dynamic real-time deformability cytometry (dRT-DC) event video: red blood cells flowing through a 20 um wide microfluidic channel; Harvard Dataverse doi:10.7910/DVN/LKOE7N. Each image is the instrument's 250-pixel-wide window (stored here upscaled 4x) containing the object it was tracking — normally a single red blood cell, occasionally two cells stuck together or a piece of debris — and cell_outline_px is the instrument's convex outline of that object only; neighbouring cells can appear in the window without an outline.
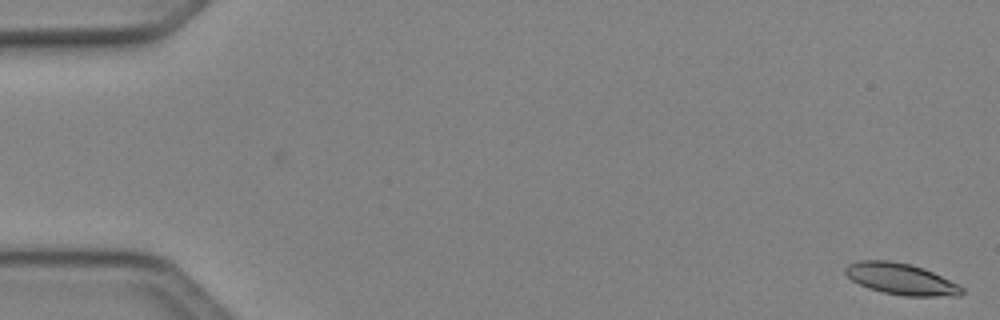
{"species": "Egyptian fruit bat (a non-hibernating species)", "species_latin": "Rousettus aegyptiacus", "temperature_condition": "cold", "stored_images_in_passage": 3, "camera_frame_rate_fps": 3000, "um_per_image_px": 0.085, "animal": {"sex": "female"}, "frame": {"image": 1, "passage_image": 3, "time_ms": 0.667, "image_size_px": [1000, 320], "cell_outline_px": [[964, 292], [960, 296], [904, 296], [884, 292], [868, 288], [852, 280], [844, 272], [844, 268], [848, 264], [860, 260], [888, 260], [912, 264], [924, 268], [960, 284], [964, 288]], "centroid_in_image_um": [76.62, 23.71], "position_along_channel_um": 8.4, "area_um2": 21.5}}